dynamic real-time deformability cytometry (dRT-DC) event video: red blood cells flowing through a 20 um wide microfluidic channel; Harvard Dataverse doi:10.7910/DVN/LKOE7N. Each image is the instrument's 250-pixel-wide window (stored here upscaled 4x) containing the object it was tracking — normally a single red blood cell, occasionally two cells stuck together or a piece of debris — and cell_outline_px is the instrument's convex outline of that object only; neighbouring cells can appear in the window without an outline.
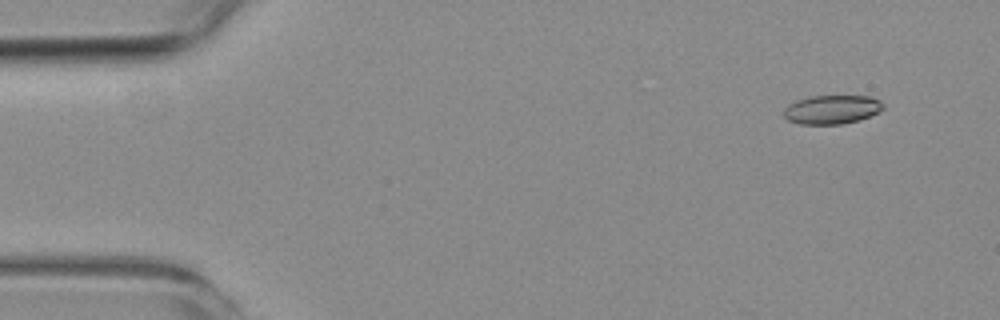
{"species": "common noctule bat (a hibernating species)", "species_latin": "Nyctalus noctula", "temperature_condition": "room temperature", "stored_images_in_passage": 9, "camera_frame_rate_fps": 3000, "um_per_image_px": 0.085, "animal": {"sex": "female", "body_mass_g": 19.3, "forearm_length_mm": 54.1}, "frame": {"image": 1, "passage_image": 1, "time_ms": 0.0, "image_size_px": [1000, 320], "cell_outline_px": [[884, 108], [880, 112], [856, 120], [840, 124], [800, 124], [788, 120], [784, 116], [784, 108], [788, 104], [796, 100], [812, 96], [872, 96], [880, 100], [884, 104]], "centroid_in_image_um": [70.71, 9.3], "position_along_channel_um": 14.3, "area_um2": 16.7}}
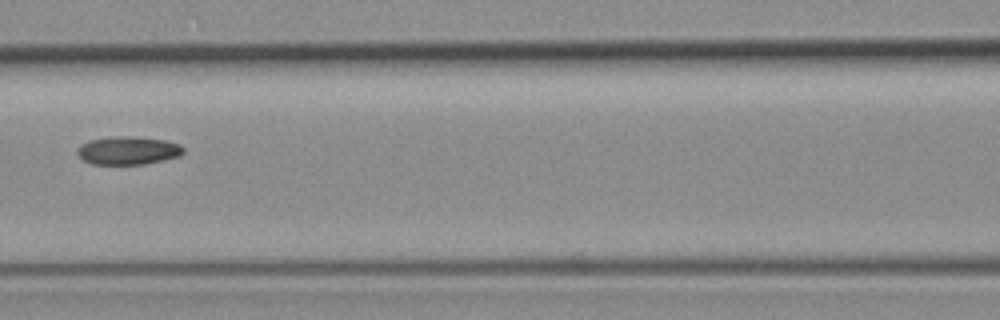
{"frame": {"image": 2, "passage_image": 6, "time_ms": 6.667, "image_size_px": [1000, 320], "cell_outline_px": [[184, 152], [180, 156], [144, 164], [92, 164], [80, 160], [76, 152], [76, 148], [80, 144], [88, 140], [112, 136], [132, 136], [164, 140], [180, 144], [184, 148]], "centroid_in_image_um": [10.82, 12.79], "position_along_channel_um": 155.8, "area_um2": 17.69}}
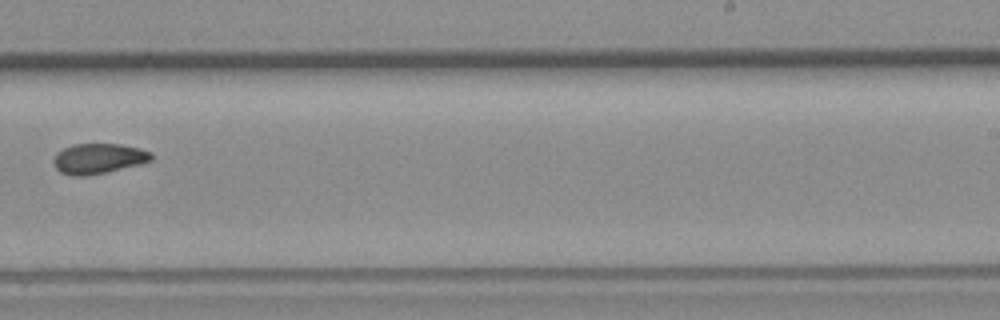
{"frame": {"image": 3, "passage_image": 9, "time_ms": 10.0, "image_size_px": [1000, 320], "cell_outline_px": [[152, 160], [140, 164], [88, 176], [72, 176], [60, 172], [56, 168], [52, 160], [64, 148], [72, 144], [120, 144], [140, 148], [152, 152]], "centroid_in_image_um": [8.38, 13.48], "position_along_channel_um": 280.6, "area_um2": 17.17}}